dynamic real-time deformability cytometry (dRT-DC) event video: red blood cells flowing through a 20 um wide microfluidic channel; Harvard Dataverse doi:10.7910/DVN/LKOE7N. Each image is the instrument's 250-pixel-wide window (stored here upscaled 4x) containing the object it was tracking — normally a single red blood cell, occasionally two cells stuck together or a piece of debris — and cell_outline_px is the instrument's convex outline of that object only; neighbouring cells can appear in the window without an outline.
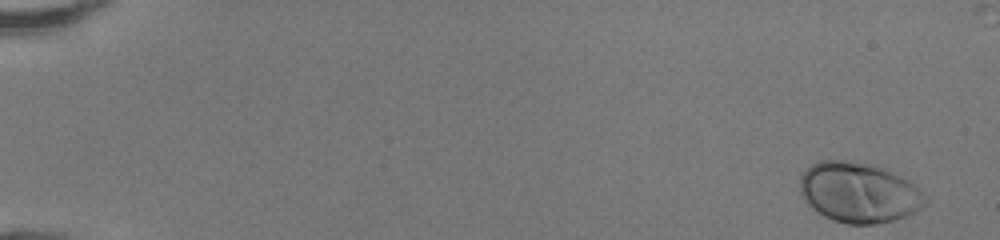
{"species": "human", "species_latin": "Homo sapiens", "temperature_condition": "room temperature", "stored_images_in_passage": 44, "camera_frame_rate_fps": 3000, "um_per_image_px": 0.085, "donor": {"sex": "female"}, "frame": {"image": 1, "passage_image": 1, "time_ms": 0.0, "image_size_px": [1000, 240], "cell_outline_px": [[928, 200], [920, 208], [896, 220], [876, 224], [848, 224], [832, 220], [816, 212], [804, 200], [800, 192], [800, 176], [812, 164], [820, 160], [852, 160], [876, 164], [916, 184], [928, 196]], "centroid_in_image_um": [73.02, 16.35], "position_along_channel_um": 12.0, "area_um2": 44.51}}
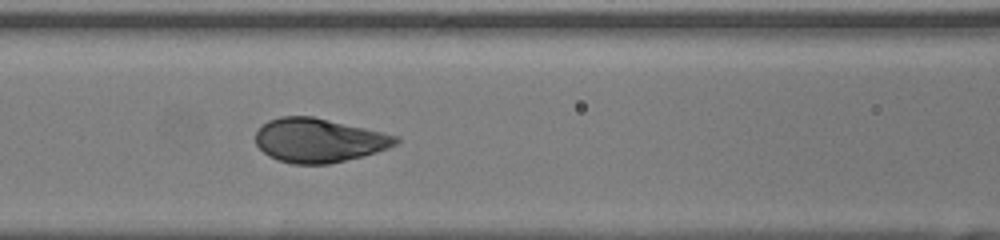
{"frame": {"image": 2, "passage_image": 22, "time_ms": 7.0, "image_size_px": [1000, 240], "cell_outline_px": [[400, 140], [396, 144], [388, 148], [376, 152], [328, 164], [292, 164], [268, 156], [256, 144], [256, 132], [268, 120], [280, 116], [312, 116], [400, 136]], "centroid_in_image_um": [27.09, 11.92], "position_along_channel_um": 139.5, "area_um2": 35.66}}
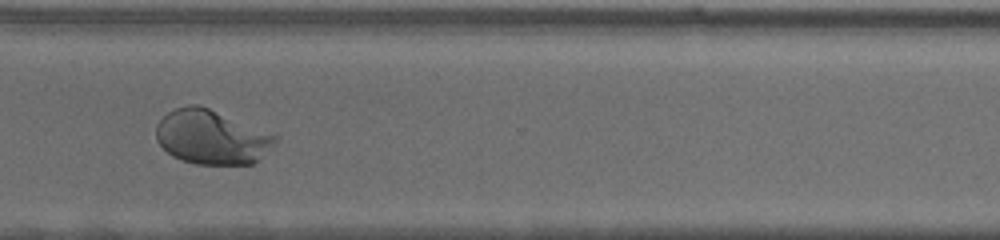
{"frame": {"image": 3, "passage_image": 37, "time_ms": 12.0, "image_size_px": [1000, 240], "cell_outline_px": [[280, 136], [252, 164], [196, 164], [180, 160], [172, 156], [156, 140], [156, 124], [168, 112], [176, 108], [188, 104], [196, 104], [208, 108]], "centroid_in_image_um": [17.93, 11.65], "position_along_channel_um": 352.7, "area_um2": 37.22}}